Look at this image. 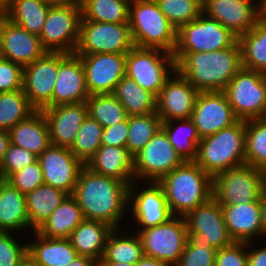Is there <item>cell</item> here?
Masks as SVG:
<instances>
[{
    "mask_svg": "<svg viewBox=\"0 0 266 266\" xmlns=\"http://www.w3.org/2000/svg\"><path fill=\"white\" fill-rule=\"evenodd\" d=\"M23 89V67L0 56V93Z\"/></svg>",
    "mask_w": 266,
    "mask_h": 266,
    "instance_id": "obj_49",
    "label": "cell"
},
{
    "mask_svg": "<svg viewBox=\"0 0 266 266\" xmlns=\"http://www.w3.org/2000/svg\"><path fill=\"white\" fill-rule=\"evenodd\" d=\"M157 113L129 116V131L126 149L135 157L161 128Z\"/></svg>",
    "mask_w": 266,
    "mask_h": 266,
    "instance_id": "obj_42",
    "label": "cell"
},
{
    "mask_svg": "<svg viewBox=\"0 0 266 266\" xmlns=\"http://www.w3.org/2000/svg\"><path fill=\"white\" fill-rule=\"evenodd\" d=\"M8 133L11 144L27 149L37 157L51 145L49 128L41 110L17 123Z\"/></svg>",
    "mask_w": 266,
    "mask_h": 266,
    "instance_id": "obj_27",
    "label": "cell"
},
{
    "mask_svg": "<svg viewBox=\"0 0 266 266\" xmlns=\"http://www.w3.org/2000/svg\"><path fill=\"white\" fill-rule=\"evenodd\" d=\"M198 94L199 91L175 70L156 97V113L161 122L191 118Z\"/></svg>",
    "mask_w": 266,
    "mask_h": 266,
    "instance_id": "obj_20",
    "label": "cell"
},
{
    "mask_svg": "<svg viewBox=\"0 0 266 266\" xmlns=\"http://www.w3.org/2000/svg\"><path fill=\"white\" fill-rule=\"evenodd\" d=\"M142 243L145 256L175 266L188 241V230L183 216H173L166 223L135 230Z\"/></svg>",
    "mask_w": 266,
    "mask_h": 266,
    "instance_id": "obj_9",
    "label": "cell"
},
{
    "mask_svg": "<svg viewBox=\"0 0 266 266\" xmlns=\"http://www.w3.org/2000/svg\"><path fill=\"white\" fill-rule=\"evenodd\" d=\"M245 134V121L238 120L202 138L194 162L212 178L231 168L245 165Z\"/></svg>",
    "mask_w": 266,
    "mask_h": 266,
    "instance_id": "obj_4",
    "label": "cell"
},
{
    "mask_svg": "<svg viewBox=\"0 0 266 266\" xmlns=\"http://www.w3.org/2000/svg\"><path fill=\"white\" fill-rule=\"evenodd\" d=\"M266 171L249 165L231 168L213 178V198L221 206L261 201Z\"/></svg>",
    "mask_w": 266,
    "mask_h": 266,
    "instance_id": "obj_6",
    "label": "cell"
},
{
    "mask_svg": "<svg viewBox=\"0 0 266 266\" xmlns=\"http://www.w3.org/2000/svg\"><path fill=\"white\" fill-rule=\"evenodd\" d=\"M245 131V165L266 171V120H246Z\"/></svg>",
    "mask_w": 266,
    "mask_h": 266,
    "instance_id": "obj_41",
    "label": "cell"
},
{
    "mask_svg": "<svg viewBox=\"0 0 266 266\" xmlns=\"http://www.w3.org/2000/svg\"><path fill=\"white\" fill-rule=\"evenodd\" d=\"M10 145L9 133L6 130L0 129V164L4 159L6 150Z\"/></svg>",
    "mask_w": 266,
    "mask_h": 266,
    "instance_id": "obj_53",
    "label": "cell"
},
{
    "mask_svg": "<svg viewBox=\"0 0 266 266\" xmlns=\"http://www.w3.org/2000/svg\"><path fill=\"white\" fill-rule=\"evenodd\" d=\"M47 121L52 145L70 148L76 132L88 116L86 102L60 104L41 110Z\"/></svg>",
    "mask_w": 266,
    "mask_h": 266,
    "instance_id": "obj_24",
    "label": "cell"
},
{
    "mask_svg": "<svg viewBox=\"0 0 266 266\" xmlns=\"http://www.w3.org/2000/svg\"><path fill=\"white\" fill-rule=\"evenodd\" d=\"M99 266H135L129 263H99Z\"/></svg>",
    "mask_w": 266,
    "mask_h": 266,
    "instance_id": "obj_60",
    "label": "cell"
},
{
    "mask_svg": "<svg viewBox=\"0 0 266 266\" xmlns=\"http://www.w3.org/2000/svg\"><path fill=\"white\" fill-rule=\"evenodd\" d=\"M173 216H185L213 197V178L194 161H184L158 182Z\"/></svg>",
    "mask_w": 266,
    "mask_h": 266,
    "instance_id": "obj_3",
    "label": "cell"
},
{
    "mask_svg": "<svg viewBox=\"0 0 266 266\" xmlns=\"http://www.w3.org/2000/svg\"><path fill=\"white\" fill-rule=\"evenodd\" d=\"M13 187L21 193L27 194L44 184L42 168L37 160L19 171L13 173L7 180Z\"/></svg>",
    "mask_w": 266,
    "mask_h": 266,
    "instance_id": "obj_47",
    "label": "cell"
},
{
    "mask_svg": "<svg viewBox=\"0 0 266 266\" xmlns=\"http://www.w3.org/2000/svg\"><path fill=\"white\" fill-rule=\"evenodd\" d=\"M162 13L178 30L202 14L203 0H155Z\"/></svg>",
    "mask_w": 266,
    "mask_h": 266,
    "instance_id": "obj_44",
    "label": "cell"
},
{
    "mask_svg": "<svg viewBox=\"0 0 266 266\" xmlns=\"http://www.w3.org/2000/svg\"><path fill=\"white\" fill-rule=\"evenodd\" d=\"M190 119L196 126L201 139L239 120L223 91L199 92Z\"/></svg>",
    "mask_w": 266,
    "mask_h": 266,
    "instance_id": "obj_18",
    "label": "cell"
},
{
    "mask_svg": "<svg viewBox=\"0 0 266 266\" xmlns=\"http://www.w3.org/2000/svg\"><path fill=\"white\" fill-rule=\"evenodd\" d=\"M102 132L103 127L89 116L76 132L75 140L69 149L84 165L101 146Z\"/></svg>",
    "mask_w": 266,
    "mask_h": 266,
    "instance_id": "obj_43",
    "label": "cell"
},
{
    "mask_svg": "<svg viewBox=\"0 0 266 266\" xmlns=\"http://www.w3.org/2000/svg\"><path fill=\"white\" fill-rule=\"evenodd\" d=\"M35 111L23 89L0 93V129L9 131Z\"/></svg>",
    "mask_w": 266,
    "mask_h": 266,
    "instance_id": "obj_40",
    "label": "cell"
},
{
    "mask_svg": "<svg viewBox=\"0 0 266 266\" xmlns=\"http://www.w3.org/2000/svg\"><path fill=\"white\" fill-rule=\"evenodd\" d=\"M37 160L38 157L32 152L10 143L0 164V179L7 180L13 173Z\"/></svg>",
    "mask_w": 266,
    "mask_h": 266,
    "instance_id": "obj_45",
    "label": "cell"
},
{
    "mask_svg": "<svg viewBox=\"0 0 266 266\" xmlns=\"http://www.w3.org/2000/svg\"><path fill=\"white\" fill-rule=\"evenodd\" d=\"M135 266H168L166 263L153 257L143 256Z\"/></svg>",
    "mask_w": 266,
    "mask_h": 266,
    "instance_id": "obj_55",
    "label": "cell"
},
{
    "mask_svg": "<svg viewBox=\"0 0 266 266\" xmlns=\"http://www.w3.org/2000/svg\"><path fill=\"white\" fill-rule=\"evenodd\" d=\"M260 8L262 16L266 17V0H260Z\"/></svg>",
    "mask_w": 266,
    "mask_h": 266,
    "instance_id": "obj_61",
    "label": "cell"
},
{
    "mask_svg": "<svg viewBox=\"0 0 266 266\" xmlns=\"http://www.w3.org/2000/svg\"><path fill=\"white\" fill-rule=\"evenodd\" d=\"M239 120L264 118L266 74L242 68L223 91Z\"/></svg>",
    "mask_w": 266,
    "mask_h": 266,
    "instance_id": "obj_8",
    "label": "cell"
},
{
    "mask_svg": "<svg viewBox=\"0 0 266 266\" xmlns=\"http://www.w3.org/2000/svg\"><path fill=\"white\" fill-rule=\"evenodd\" d=\"M236 41L221 23L202 13L177 30L174 52H213L231 47Z\"/></svg>",
    "mask_w": 266,
    "mask_h": 266,
    "instance_id": "obj_13",
    "label": "cell"
},
{
    "mask_svg": "<svg viewBox=\"0 0 266 266\" xmlns=\"http://www.w3.org/2000/svg\"><path fill=\"white\" fill-rule=\"evenodd\" d=\"M50 6L80 4V0H42Z\"/></svg>",
    "mask_w": 266,
    "mask_h": 266,
    "instance_id": "obj_56",
    "label": "cell"
},
{
    "mask_svg": "<svg viewBox=\"0 0 266 266\" xmlns=\"http://www.w3.org/2000/svg\"><path fill=\"white\" fill-rule=\"evenodd\" d=\"M255 243L247 242L248 266H266V244H261L260 246L258 244V239L255 241Z\"/></svg>",
    "mask_w": 266,
    "mask_h": 266,
    "instance_id": "obj_52",
    "label": "cell"
},
{
    "mask_svg": "<svg viewBox=\"0 0 266 266\" xmlns=\"http://www.w3.org/2000/svg\"><path fill=\"white\" fill-rule=\"evenodd\" d=\"M229 235L235 242L264 239L261 201L221 206Z\"/></svg>",
    "mask_w": 266,
    "mask_h": 266,
    "instance_id": "obj_25",
    "label": "cell"
},
{
    "mask_svg": "<svg viewBox=\"0 0 266 266\" xmlns=\"http://www.w3.org/2000/svg\"><path fill=\"white\" fill-rule=\"evenodd\" d=\"M184 219L190 244L221 249L234 242L226 227L221 205L213 197L188 212Z\"/></svg>",
    "mask_w": 266,
    "mask_h": 266,
    "instance_id": "obj_12",
    "label": "cell"
},
{
    "mask_svg": "<svg viewBox=\"0 0 266 266\" xmlns=\"http://www.w3.org/2000/svg\"><path fill=\"white\" fill-rule=\"evenodd\" d=\"M131 0H80L81 20L128 23Z\"/></svg>",
    "mask_w": 266,
    "mask_h": 266,
    "instance_id": "obj_38",
    "label": "cell"
},
{
    "mask_svg": "<svg viewBox=\"0 0 266 266\" xmlns=\"http://www.w3.org/2000/svg\"><path fill=\"white\" fill-rule=\"evenodd\" d=\"M44 184L73 195L85 166L67 147L50 145L39 157Z\"/></svg>",
    "mask_w": 266,
    "mask_h": 266,
    "instance_id": "obj_21",
    "label": "cell"
},
{
    "mask_svg": "<svg viewBox=\"0 0 266 266\" xmlns=\"http://www.w3.org/2000/svg\"><path fill=\"white\" fill-rule=\"evenodd\" d=\"M58 72V52L23 67V91L36 110L52 107V94Z\"/></svg>",
    "mask_w": 266,
    "mask_h": 266,
    "instance_id": "obj_17",
    "label": "cell"
},
{
    "mask_svg": "<svg viewBox=\"0 0 266 266\" xmlns=\"http://www.w3.org/2000/svg\"><path fill=\"white\" fill-rule=\"evenodd\" d=\"M73 196L86 220L102 221L114 229H122L121 223L129 215V185L96 174L86 166L80 171Z\"/></svg>",
    "mask_w": 266,
    "mask_h": 266,
    "instance_id": "obj_1",
    "label": "cell"
},
{
    "mask_svg": "<svg viewBox=\"0 0 266 266\" xmlns=\"http://www.w3.org/2000/svg\"><path fill=\"white\" fill-rule=\"evenodd\" d=\"M139 184L143 186L139 188ZM128 208V212L133 215L129 219L133 218L137 226L139 225L138 228L135 227L136 230L158 226L173 217L163 187L158 182H143L142 184L134 181L129 186Z\"/></svg>",
    "mask_w": 266,
    "mask_h": 266,
    "instance_id": "obj_15",
    "label": "cell"
},
{
    "mask_svg": "<svg viewBox=\"0 0 266 266\" xmlns=\"http://www.w3.org/2000/svg\"><path fill=\"white\" fill-rule=\"evenodd\" d=\"M128 24L135 47L160 49L173 54L177 29L155 0H131Z\"/></svg>",
    "mask_w": 266,
    "mask_h": 266,
    "instance_id": "obj_5",
    "label": "cell"
},
{
    "mask_svg": "<svg viewBox=\"0 0 266 266\" xmlns=\"http://www.w3.org/2000/svg\"><path fill=\"white\" fill-rule=\"evenodd\" d=\"M5 18V15L0 13V28H1V23H2V20Z\"/></svg>",
    "mask_w": 266,
    "mask_h": 266,
    "instance_id": "obj_62",
    "label": "cell"
},
{
    "mask_svg": "<svg viewBox=\"0 0 266 266\" xmlns=\"http://www.w3.org/2000/svg\"><path fill=\"white\" fill-rule=\"evenodd\" d=\"M48 51L39 36L4 18L0 28V56L22 67L43 57Z\"/></svg>",
    "mask_w": 266,
    "mask_h": 266,
    "instance_id": "obj_23",
    "label": "cell"
},
{
    "mask_svg": "<svg viewBox=\"0 0 266 266\" xmlns=\"http://www.w3.org/2000/svg\"><path fill=\"white\" fill-rule=\"evenodd\" d=\"M261 211H262V222L264 228V238H266V188L261 198Z\"/></svg>",
    "mask_w": 266,
    "mask_h": 266,
    "instance_id": "obj_57",
    "label": "cell"
},
{
    "mask_svg": "<svg viewBox=\"0 0 266 266\" xmlns=\"http://www.w3.org/2000/svg\"><path fill=\"white\" fill-rule=\"evenodd\" d=\"M89 96L85 69L80 57L74 53L58 52V72L52 94V107L85 102Z\"/></svg>",
    "mask_w": 266,
    "mask_h": 266,
    "instance_id": "obj_22",
    "label": "cell"
},
{
    "mask_svg": "<svg viewBox=\"0 0 266 266\" xmlns=\"http://www.w3.org/2000/svg\"><path fill=\"white\" fill-rule=\"evenodd\" d=\"M17 266H37L33 259L27 254Z\"/></svg>",
    "mask_w": 266,
    "mask_h": 266,
    "instance_id": "obj_58",
    "label": "cell"
},
{
    "mask_svg": "<svg viewBox=\"0 0 266 266\" xmlns=\"http://www.w3.org/2000/svg\"><path fill=\"white\" fill-rule=\"evenodd\" d=\"M214 266H248L247 242H233L217 249Z\"/></svg>",
    "mask_w": 266,
    "mask_h": 266,
    "instance_id": "obj_50",
    "label": "cell"
},
{
    "mask_svg": "<svg viewBox=\"0 0 266 266\" xmlns=\"http://www.w3.org/2000/svg\"><path fill=\"white\" fill-rule=\"evenodd\" d=\"M161 128L167 134L169 141L181 159L194 161L197 158V149L201 138L198 136L196 126L190 118L162 122Z\"/></svg>",
    "mask_w": 266,
    "mask_h": 266,
    "instance_id": "obj_37",
    "label": "cell"
},
{
    "mask_svg": "<svg viewBox=\"0 0 266 266\" xmlns=\"http://www.w3.org/2000/svg\"><path fill=\"white\" fill-rule=\"evenodd\" d=\"M112 94L124 106L128 116L156 113V97L126 75L117 82Z\"/></svg>",
    "mask_w": 266,
    "mask_h": 266,
    "instance_id": "obj_35",
    "label": "cell"
},
{
    "mask_svg": "<svg viewBox=\"0 0 266 266\" xmlns=\"http://www.w3.org/2000/svg\"><path fill=\"white\" fill-rule=\"evenodd\" d=\"M112 226L102 221L84 219L70 234L69 240L78 255L100 260Z\"/></svg>",
    "mask_w": 266,
    "mask_h": 266,
    "instance_id": "obj_29",
    "label": "cell"
},
{
    "mask_svg": "<svg viewBox=\"0 0 266 266\" xmlns=\"http://www.w3.org/2000/svg\"><path fill=\"white\" fill-rule=\"evenodd\" d=\"M80 4L50 6L39 38L48 52L73 54L79 39Z\"/></svg>",
    "mask_w": 266,
    "mask_h": 266,
    "instance_id": "obj_11",
    "label": "cell"
},
{
    "mask_svg": "<svg viewBox=\"0 0 266 266\" xmlns=\"http://www.w3.org/2000/svg\"><path fill=\"white\" fill-rule=\"evenodd\" d=\"M183 162L165 131L160 128L134 157L135 181L159 182Z\"/></svg>",
    "mask_w": 266,
    "mask_h": 266,
    "instance_id": "obj_14",
    "label": "cell"
},
{
    "mask_svg": "<svg viewBox=\"0 0 266 266\" xmlns=\"http://www.w3.org/2000/svg\"><path fill=\"white\" fill-rule=\"evenodd\" d=\"M85 69L89 95L112 94L117 82L125 76L126 53L78 55Z\"/></svg>",
    "mask_w": 266,
    "mask_h": 266,
    "instance_id": "obj_19",
    "label": "cell"
},
{
    "mask_svg": "<svg viewBox=\"0 0 266 266\" xmlns=\"http://www.w3.org/2000/svg\"><path fill=\"white\" fill-rule=\"evenodd\" d=\"M133 47L128 23L80 20L79 39L74 54L127 53Z\"/></svg>",
    "mask_w": 266,
    "mask_h": 266,
    "instance_id": "obj_10",
    "label": "cell"
},
{
    "mask_svg": "<svg viewBox=\"0 0 266 266\" xmlns=\"http://www.w3.org/2000/svg\"><path fill=\"white\" fill-rule=\"evenodd\" d=\"M129 131V116L126 120L103 128L101 145L126 147Z\"/></svg>",
    "mask_w": 266,
    "mask_h": 266,
    "instance_id": "obj_51",
    "label": "cell"
},
{
    "mask_svg": "<svg viewBox=\"0 0 266 266\" xmlns=\"http://www.w3.org/2000/svg\"><path fill=\"white\" fill-rule=\"evenodd\" d=\"M176 70L199 92L224 91L243 68L238 41L213 52H173Z\"/></svg>",
    "mask_w": 266,
    "mask_h": 266,
    "instance_id": "obj_2",
    "label": "cell"
},
{
    "mask_svg": "<svg viewBox=\"0 0 266 266\" xmlns=\"http://www.w3.org/2000/svg\"><path fill=\"white\" fill-rule=\"evenodd\" d=\"M49 8L50 5L42 0H13L4 15L10 22L39 36Z\"/></svg>",
    "mask_w": 266,
    "mask_h": 266,
    "instance_id": "obj_36",
    "label": "cell"
},
{
    "mask_svg": "<svg viewBox=\"0 0 266 266\" xmlns=\"http://www.w3.org/2000/svg\"><path fill=\"white\" fill-rule=\"evenodd\" d=\"M29 230L25 194L6 180L0 179V231Z\"/></svg>",
    "mask_w": 266,
    "mask_h": 266,
    "instance_id": "obj_30",
    "label": "cell"
},
{
    "mask_svg": "<svg viewBox=\"0 0 266 266\" xmlns=\"http://www.w3.org/2000/svg\"><path fill=\"white\" fill-rule=\"evenodd\" d=\"M175 70L176 62L169 52L134 46L126 53L125 75L155 97Z\"/></svg>",
    "mask_w": 266,
    "mask_h": 266,
    "instance_id": "obj_7",
    "label": "cell"
},
{
    "mask_svg": "<svg viewBox=\"0 0 266 266\" xmlns=\"http://www.w3.org/2000/svg\"><path fill=\"white\" fill-rule=\"evenodd\" d=\"M233 1H252V0H233Z\"/></svg>",
    "mask_w": 266,
    "mask_h": 266,
    "instance_id": "obj_63",
    "label": "cell"
},
{
    "mask_svg": "<svg viewBox=\"0 0 266 266\" xmlns=\"http://www.w3.org/2000/svg\"><path fill=\"white\" fill-rule=\"evenodd\" d=\"M83 220L77 200L73 195H68L36 232L45 238H69Z\"/></svg>",
    "mask_w": 266,
    "mask_h": 266,
    "instance_id": "obj_33",
    "label": "cell"
},
{
    "mask_svg": "<svg viewBox=\"0 0 266 266\" xmlns=\"http://www.w3.org/2000/svg\"><path fill=\"white\" fill-rule=\"evenodd\" d=\"M217 249L203 244H190L188 241L175 266H214Z\"/></svg>",
    "mask_w": 266,
    "mask_h": 266,
    "instance_id": "obj_48",
    "label": "cell"
},
{
    "mask_svg": "<svg viewBox=\"0 0 266 266\" xmlns=\"http://www.w3.org/2000/svg\"><path fill=\"white\" fill-rule=\"evenodd\" d=\"M237 41L243 68L266 74V17L262 16L256 25Z\"/></svg>",
    "mask_w": 266,
    "mask_h": 266,
    "instance_id": "obj_34",
    "label": "cell"
},
{
    "mask_svg": "<svg viewBox=\"0 0 266 266\" xmlns=\"http://www.w3.org/2000/svg\"><path fill=\"white\" fill-rule=\"evenodd\" d=\"M255 1L203 0L202 13L217 20L238 39L262 17L260 0Z\"/></svg>",
    "mask_w": 266,
    "mask_h": 266,
    "instance_id": "obj_16",
    "label": "cell"
},
{
    "mask_svg": "<svg viewBox=\"0 0 266 266\" xmlns=\"http://www.w3.org/2000/svg\"><path fill=\"white\" fill-rule=\"evenodd\" d=\"M33 240H26L28 255L37 266H68L79 255L69 238H45L32 232Z\"/></svg>",
    "mask_w": 266,
    "mask_h": 266,
    "instance_id": "obj_28",
    "label": "cell"
},
{
    "mask_svg": "<svg viewBox=\"0 0 266 266\" xmlns=\"http://www.w3.org/2000/svg\"><path fill=\"white\" fill-rule=\"evenodd\" d=\"M13 0H0V13L5 14Z\"/></svg>",
    "mask_w": 266,
    "mask_h": 266,
    "instance_id": "obj_59",
    "label": "cell"
},
{
    "mask_svg": "<svg viewBox=\"0 0 266 266\" xmlns=\"http://www.w3.org/2000/svg\"><path fill=\"white\" fill-rule=\"evenodd\" d=\"M14 233L0 231V266H17L28 254L27 243L17 241Z\"/></svg>",
    "mask_w": 266,
    "mask_h": 266,
    "instance_id": "obj_46",
    "label": "cell"
},
{
    "mask_svg": "<svg viewBox=\"0 0 266 266\" xmlns=\"http://www.w3.org/2000/svg\"><path fill=\"white\" fill-rule=\"evenodd\" d=\"M85 102L88 116L96 120L103 128L128 118L126 109L113 94L90 95Z\"/></svg>",
    "mask_w": 266,
    "mask_h": 266,
    "instance_id": "obj_39",
    "label": "cell"
},
{
    "mask_svg": "<svg viewBox=\"0 0 266 266\" xmlns=\"http://www.w3.org/2000/svg\"><path fill=\"white\" fill-rule=\"evenodd\" d=\"M85 166L96 174L117 179L129 186L135 181L134 157L126 147L101 145Z\"/></svg>",
    "mask_w": 266,
    "mask_h": 266,
    "instance_id": "obj_26",
    "label": "cell"
},
{
    "mask_svg": "<svg viewBox=\"0 0 266 266\" xmlns=\"http://www.w3.org/2000/svg\"><path fill=\"white\" fill-rule=\"evenodd\" d=\"M123 231H125L124 228L122 230L118 228L109 234L103 257L99 260V263H129L135 265L144 256L139 235L136 232H131V230L126 234Z\"/></svg>",
    "mask_w": 266,
    "mask_h": 266,
    "instance_id": "obj_32",
    "label": "cell"
},
{
    "mask_svg": "<svg viewBox=\"0 0 266 266\" xmlns=\"http://www.w3.org/2000/svg\"><path fill=\"white\" fill-rule=\"evenodd\" d=\"M68 266H99V261L94 258L79 255Z\"/></svg>",
    "mask_w": 266,
    "mask_h": 266,
    "instance_id": "obj_54",
    "label": "cell"
},
{
    "mask_svg": "<svg viewBox=\"0 0 266 266\" xmlns=\"http://www.w3.org/2000/svg\"><path fill=\"white\" fill-rule=\"evenodd\" d=\"M68 195V193L47 184L25 194L29 232H36L42 227Z\"/></svg>",
    "mask_w": 266,
    "mask_h": 266,
    "instance_id": "obj_31",
    "label": "cell"
}]
</instances>
